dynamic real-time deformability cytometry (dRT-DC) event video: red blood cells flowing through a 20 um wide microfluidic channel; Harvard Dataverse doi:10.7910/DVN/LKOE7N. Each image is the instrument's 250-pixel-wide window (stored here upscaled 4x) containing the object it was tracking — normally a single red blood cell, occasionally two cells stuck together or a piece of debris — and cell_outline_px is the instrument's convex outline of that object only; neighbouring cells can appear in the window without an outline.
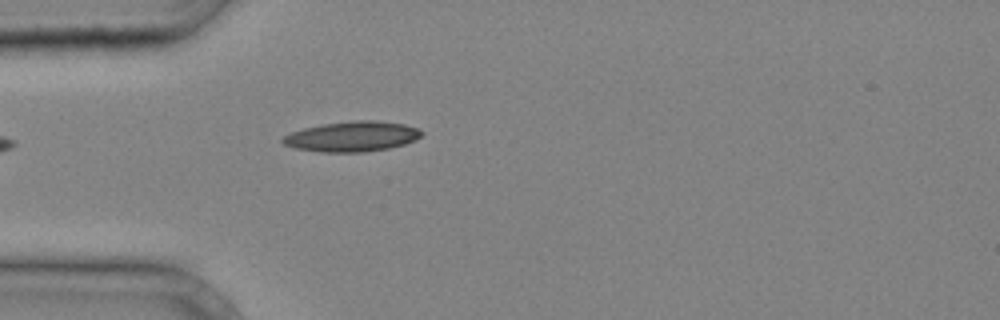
{"species": "common noctule bat (a hibernating species)", "species_latin": "Nyctalus noctula", "temperature_condition": "cold", "stored_images_in_passage": 11, "camera_frame_rate_fps": 3000, "um_per_image_px": 0.085, "animal": {"sex": "male", "body_mass_g": 20.4}, "frame": {"image": 1, "passage_image": 1, "time_ms": 0.0, "image_size_px": [1000, 320], "cell_outline_px": [[424, 132], [416, 140], [404, 144], [388, 148], [364, 152], [324, 152], [296, 148], [284, 144], [280, 140], [284, 136], [292, 132], [304, 128], [324, 124], [352, 120], [376, 120], [404, 124], [416, 128]], "centroid_in_image_um": [29.94, 11.59], "position_along_channel_um": 55.1, "area_um2": 24.28}}
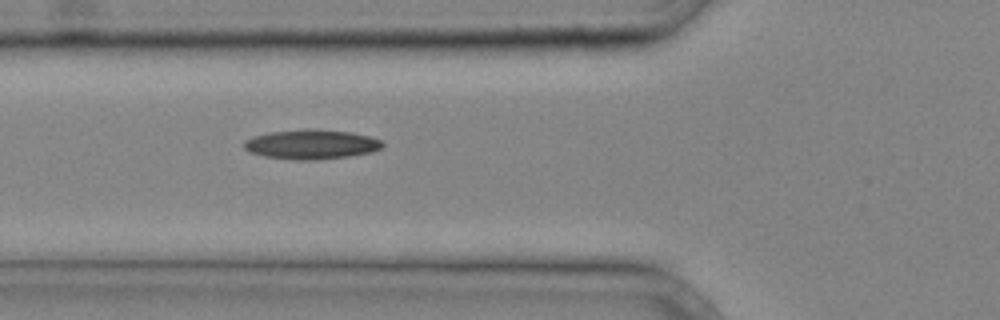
{"frame": {"image": 2, "passage_image": 4, "time_ms": 1.0, "image_size_px": [1000, 320], "cell_outline_px": [[384, 144], [380, 148], [372, 152], [348, 156], [316, 160], [296, 160], [264, 156], [252, 152], [244, 148], [244, 140], [252, 136], [268, 132], [352, 132], [368, 136], [380, 140]], "centroid_in_image_um": [26.45, 12.32], "position_along_channel_um": 99.3, "area_um2": 22.66}}